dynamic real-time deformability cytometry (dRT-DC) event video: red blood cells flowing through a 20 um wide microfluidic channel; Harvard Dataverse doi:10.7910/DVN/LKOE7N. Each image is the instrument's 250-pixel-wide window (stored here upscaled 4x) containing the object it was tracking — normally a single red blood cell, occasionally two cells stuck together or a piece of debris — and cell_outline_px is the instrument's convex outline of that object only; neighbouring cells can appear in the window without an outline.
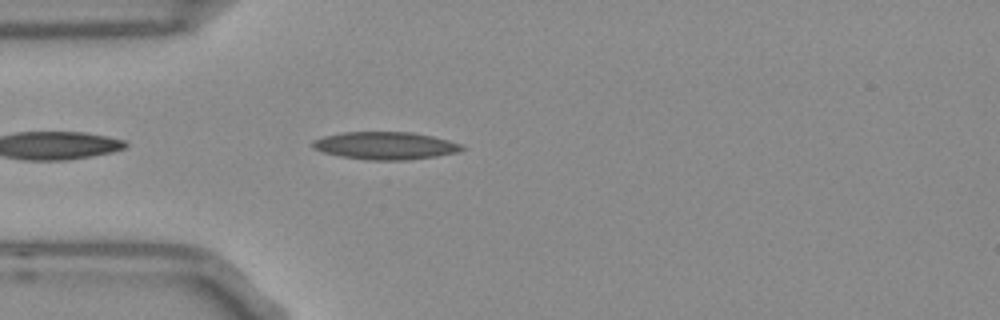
{"species": "Egyptian fruit bat (a non-hibernating species)", "species_latin": "Rousettus aegyptiacus", "temperature_condition": "room temperature", "stored_images_in_passage": 17, "camera_frame_rate_fps": 3000, "um_per_image_px": 0.085, "frame": {"image": 1, "passage_image": 3, "time_ms": 0.667, "image_size_px": [1000, 320], "cell_outline_px": [[464, 148], [456, 152], [436, 156], [408, 160], [364, 160], [340, 156], [324, 152], [312, 148], [312, 140], [324, 136], [344, 132], [412, 132], [432, 136], [448, 140], [460, 144]], "centroid_in_image_um": [32.71, 12.38], "position_along_channel_um": 52.3, "area_um2": 23.93}}
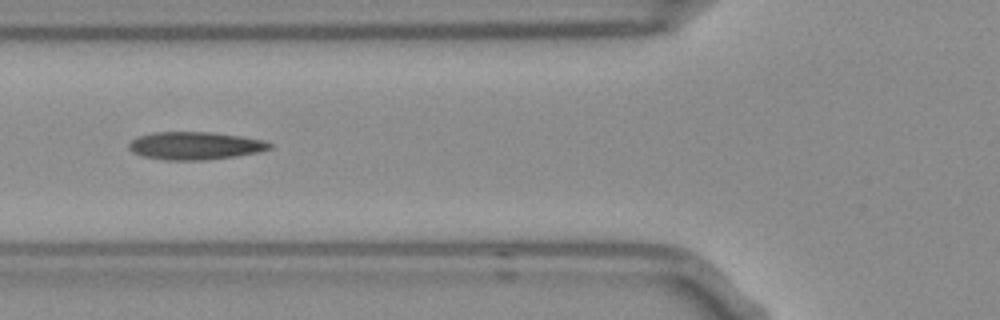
{"frame": {"image": 2, "passage_image": 8, "time_ms": 2.333, "image_size_px": [1000, 320], "cell_outline_px": [[272, 148], [260, 152], [236, 156], [204, 160], [164, 160], [140, 156], [132, 152], [128, 148], [128, 144], [136, 136], [152, 132], [212, 132], [244, 136], [264, 140], [272, 144]], "centroid_in_image_um": [16.57, 12.38], "position_along_channel_um": 109.2, "area_um2": 23.18}}